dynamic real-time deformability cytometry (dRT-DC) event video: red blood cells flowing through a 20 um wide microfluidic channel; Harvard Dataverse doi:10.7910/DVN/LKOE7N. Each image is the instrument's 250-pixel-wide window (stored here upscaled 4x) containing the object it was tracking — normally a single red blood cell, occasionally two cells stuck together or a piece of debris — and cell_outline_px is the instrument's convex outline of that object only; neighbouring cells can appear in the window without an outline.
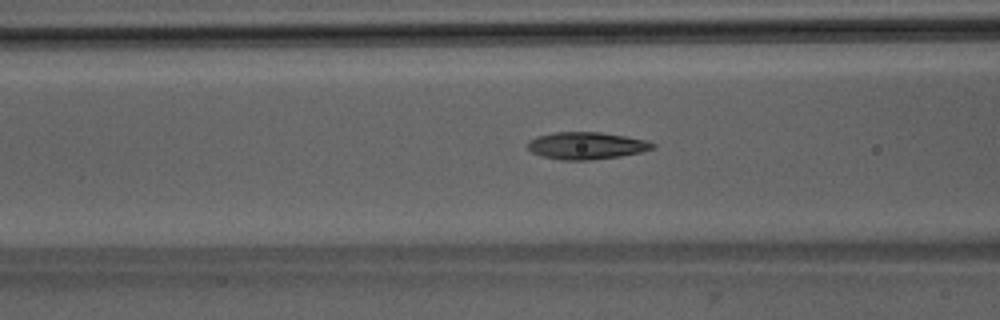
{"species": "Egyptian fruit bat (a non-hibernating species)", "species_latin": "Rousettus aegyptiacus", "temperature_condition": "room temperature", "stored_images_in_passage": 38, "camera_frame_rate_fps": 3000, "um_per_image_px": 0.085, "animal": {"sex": "male"}, "frame": {"image": 1, "passage_image": 7, "time_ms": 2.0, "image_size_px": [1000, 320], "cell_outline_px": [[656, 148], [640, 152], [620, 156], [588, 160], [560, 160], [540, 156], [532, 152], [528, 148], [528, 140], [536, 136], [552, 132], [600, 132], [624, 136], [644, 140], [656, 144]], "centroid_in_image_um": [49.8, 12.38], "position_along_channel_um": 116.8, "area_um2": 19.83}}
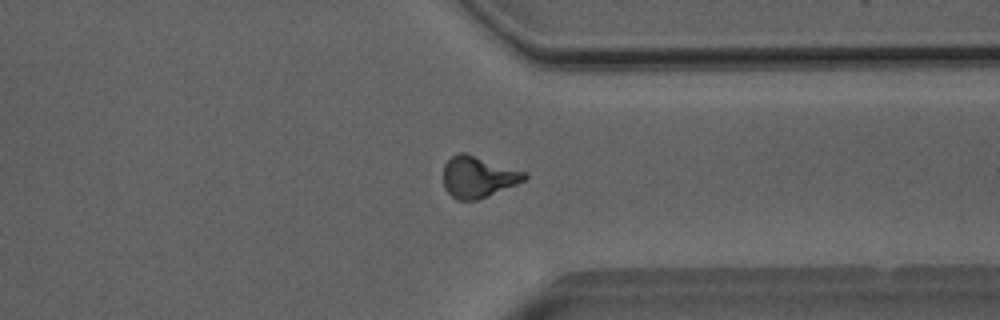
{"frame": {"image": 2, "passage_image": 26, "time_ms": 8.333, "image_size_px": [1000, 320], "cell_outline_px": [[528, 176], [524, 180], [516, 184], [480, 200], [456, 200], [444, 188], [444, 164], [452, 156], [460, 152], [464, 152], [528, 172]], "centroid_in_image_um": [40.65, 15.04], "position_along_channel_um": 370.8, "area_um2": 19.65}}
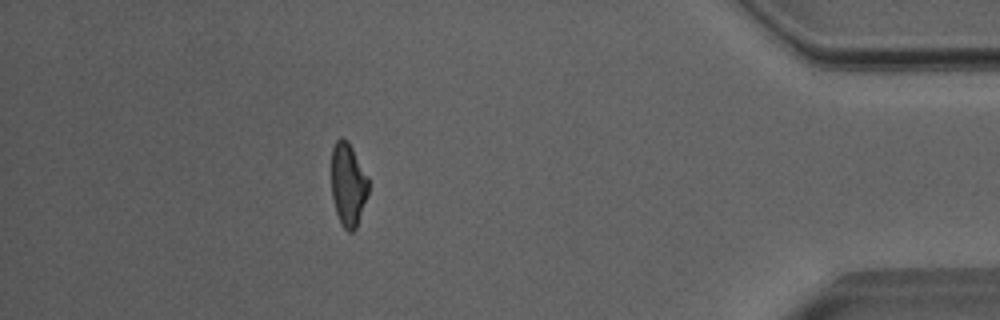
{"frame": {"image": 3, "passage_image": 32, "time_ms": 10.333, "image_size_px": [1000, 320], "cell_outline_px": [[368, 196], [356, 228], [352, 232], [348, 232], [340, 224], [336, 212], [332, 196], [332, 148], [336, 140], [340, 136], [348, 140], [368, 176]], "centroid_in_image_um": [29.59, 15.68], "position_along_channel_um": 405.6, "area_um2": 18.15}, "authors_computed_cell_mechanics": {"area_um2": 18.6983, "velocity_mm_per_s": 4.034, "shape_relaxation_time_tau1_ms": 6.2451, "shape_relaxation_time_tau2_ms": 1.9065, "deformation_change_tau1": 0.2058, "deformation_change_tau2": 0.0943}}